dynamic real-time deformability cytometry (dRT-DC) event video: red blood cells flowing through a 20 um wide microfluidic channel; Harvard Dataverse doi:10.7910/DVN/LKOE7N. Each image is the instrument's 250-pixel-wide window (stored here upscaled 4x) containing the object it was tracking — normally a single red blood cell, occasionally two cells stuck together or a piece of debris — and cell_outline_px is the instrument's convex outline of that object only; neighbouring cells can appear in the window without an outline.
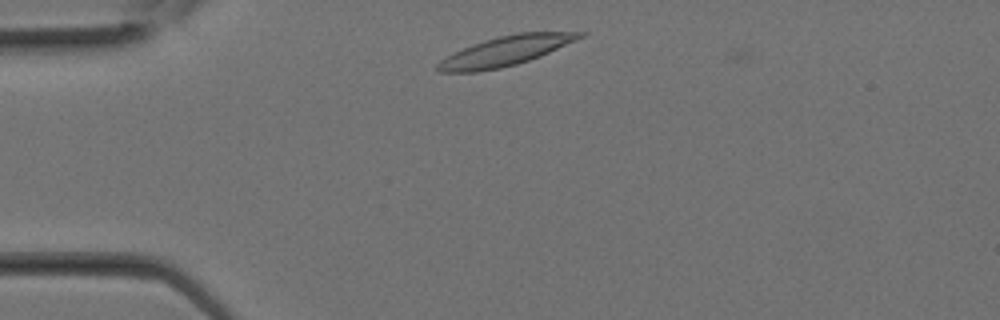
{"species": "Egyptian fruit bat (a non-hibernating species)", "species_latin": "Rousettus aegyptiacus", "temperature_condition": "room temperature", "stored_images_in_passage": 24, "camera_frame_rate_fps": 3000, "um_per_image_px": 0.085, "animal": {"sex": "female"}, "frame": {"image": 1, "passage_image": 2, "time_ms": 0.333, "image_size_px": [1000, 320], "cell_outline_px": [[584, 36], [576, 40], [540, 56], [516, 64], [500, 68], [476, 72], [440, 72], [436, 68], [436, 64], [440, 60], [472, 44], [484, 40], [500, 36], [520, 32], [584, 32]], "centroid_in_image_um": [42.94, 4.34], "position_along_channel_um": 42.1, "area_um2": 24.04}}
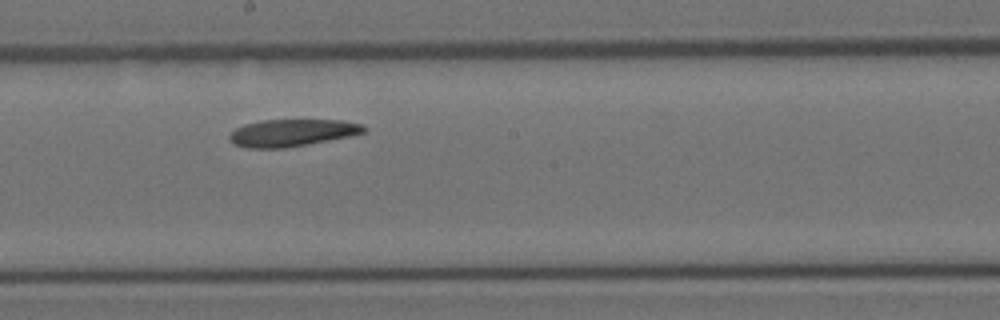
{"frame": {"image": 2, "passage_image": 11, "time_ms": 3.333, "image_size_px": [1000, 320], "cell_outline_px": [[368, 132], [308, 144], [284, 148], [248, 148], [236, 144], [228, 136], [236, 128], [244, 124], [260, 120], [344, 120], [364, 124], [368, 128]], "centroid_in_image_um": [24.89, 11.27], "position_along_channel_um": 223.3, "area_um2": 21.27}}
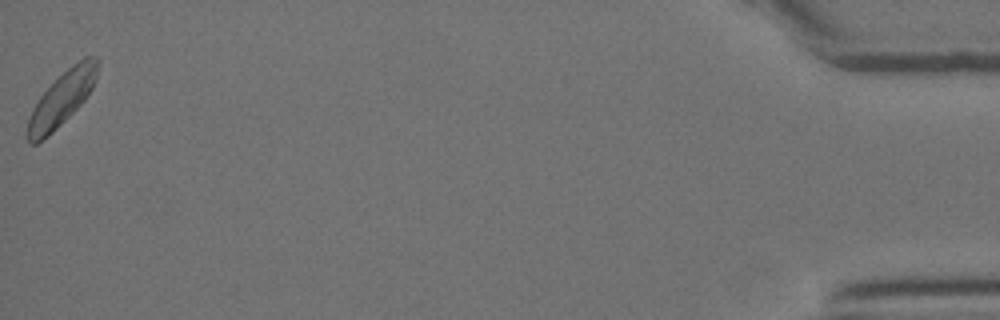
{"frame": {"image": 3, "passage_image": 24, "time_ms": 7.667, "image_size_px": [1000, 320], "cell_outline_px": [[100, 64], [92, 88], [84, 100], [48, 136], [36, 144], [28, 144], [24, 136], [28, 116], [32, 108], [40, 96], [72, 64], [84, 56], [96, 56], [100, 60]], "centroid_in_image_um": [5.21, 8.41], "position_along_channel_um": 430.0, "area_um2": 22.02}}